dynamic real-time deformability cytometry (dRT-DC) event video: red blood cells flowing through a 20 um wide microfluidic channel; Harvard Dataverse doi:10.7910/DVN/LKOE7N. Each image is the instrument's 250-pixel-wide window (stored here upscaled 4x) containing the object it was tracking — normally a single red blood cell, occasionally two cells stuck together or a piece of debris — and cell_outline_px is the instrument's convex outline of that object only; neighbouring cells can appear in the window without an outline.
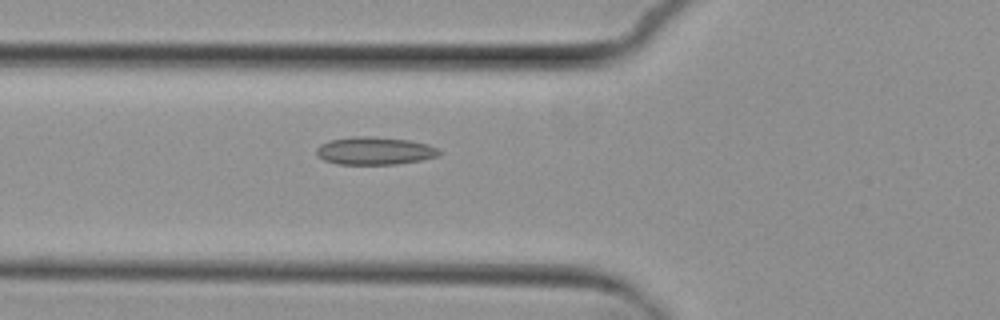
{"species": "common noctule bat (a hibernating species)", "species_latin": "Nyctalus noctula", "temperature_condition": "cold", "stored_images_in_passage": 4, "camera_frame_rate_fps": 3000, "um_per_image_px": 0.085, "animal": {"sex": "female", "body_mass_g": 29.2, "forearm_length_mm": 56.3}, "frame": {"image": 1, "passage_image": 4, "time_ms": 4.333, "image_size_px": [1000, 320], "cell_outline_px": [[444, 152], [440, 156], [420, 160], [396, 164], [340, 164], [324, 160], [316, 152], [316, 148], [320, 144], [328, 140], [352, 136], [372, 136], [408, 140], [428, 144], [440, 148]], "centroid_in_image_um": [31.9, 12.81], "position_along_channel_um": 93.9, "area_um2": 20.06}}